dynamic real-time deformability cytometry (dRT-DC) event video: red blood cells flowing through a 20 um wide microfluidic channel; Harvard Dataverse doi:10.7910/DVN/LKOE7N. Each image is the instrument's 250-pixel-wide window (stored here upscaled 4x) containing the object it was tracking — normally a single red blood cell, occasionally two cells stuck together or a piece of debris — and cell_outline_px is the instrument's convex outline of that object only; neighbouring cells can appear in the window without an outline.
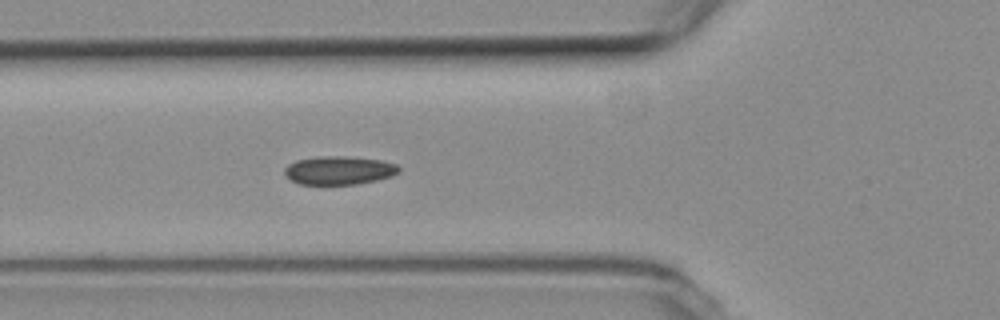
{"species": "common noctule bat (a hibernating species)", "species_latin": "Nyctalus noctula", "temperature_condition": "room temperature", "stored_images_in_passage": 46, "camera_frame_rate_fps": 3000, "um_per_image_px": 0.085, "animal": {"sex": "female", "body_mass_g": 19.3, "forearm_length_mm": 54.1}, "frame": {"image": 1, "passage_image": 9, "time_ms": 2.667, "image_size_px": [1000, 320], "cell_outline_px": [[400, 172], [392, 176], [376, 180], [356, 184], [300, 184], [292, 180], [284, 172], [284, 168], [288, 164], [296, 160], [320, 156], [352, 156], [380, 160], [396, 164], [400, 168]], "centroid_in_image_um": [28.84, 14.47], "position_along_channel_um": 97.0, "area_um2": 18.96}}
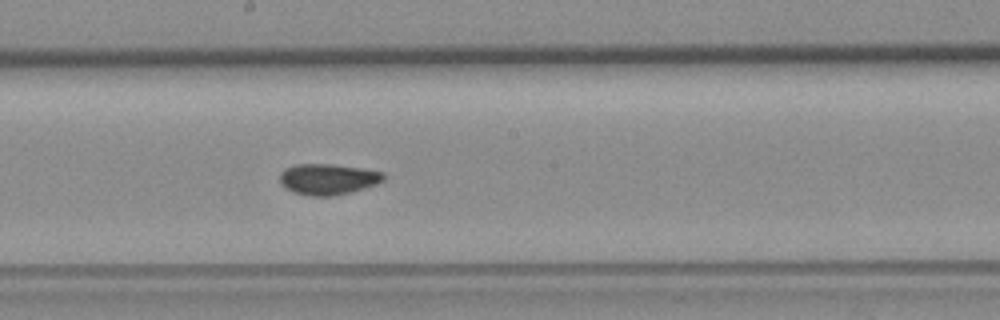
{"frame": {"image": 2, "passage_image": 19, "time_ms": 6.0, "image_size_px": [1000, 320], "cell_outline_px": [[384, 180], [376, 184], [352, 192], [332, 196], [312, 196], [292, 192], [280, 184], [280, 172], [284, 168], [296, 164], [332, 164], [360, 168], [384, 172]], "centroid_in_image_um": [27.85, 15.23], "position_along_channel_um": 220.4, "area_um2": 18.79}}
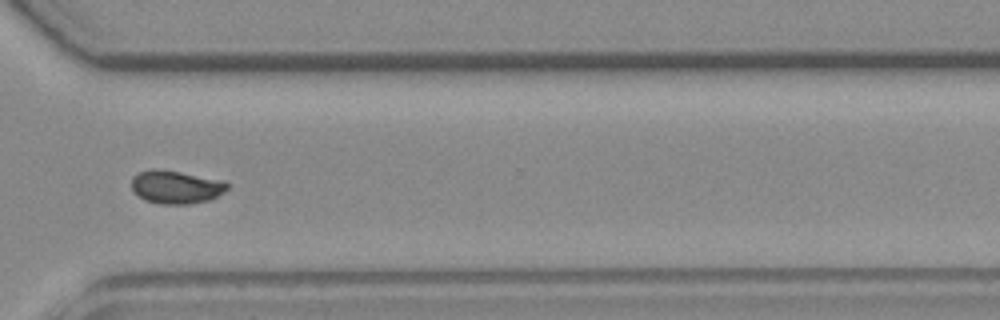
{"frame": {"image": 3, "passage_image": 30, "time_ms": 9.667, "image_size_px": [1000, 320], "cell_outline_px": [[228, 188], [224, 192], [212, 200], [188, 204], [160, 204], [144, 200], [132, 188], [132, 176], [140, 172], [152, 168], [156, 168], [180, 172], [224, 180], [228, 184]], "centroid_in_image_um": [14.98, 15.9], "position_along_channel_um": 355.6, "area_um2": 18.61}, "authors_computed_cell_mechanics": {"area_um2": 18.3515, "velocity_mm_per_s": 3.6964, "shape_relaxation_time_tau1_ms": null, "shape_relaxation_time_tau2_ms": 0.6271, "deformation_change_tau1": null, "deformation_change_tau2": 0.0463}}